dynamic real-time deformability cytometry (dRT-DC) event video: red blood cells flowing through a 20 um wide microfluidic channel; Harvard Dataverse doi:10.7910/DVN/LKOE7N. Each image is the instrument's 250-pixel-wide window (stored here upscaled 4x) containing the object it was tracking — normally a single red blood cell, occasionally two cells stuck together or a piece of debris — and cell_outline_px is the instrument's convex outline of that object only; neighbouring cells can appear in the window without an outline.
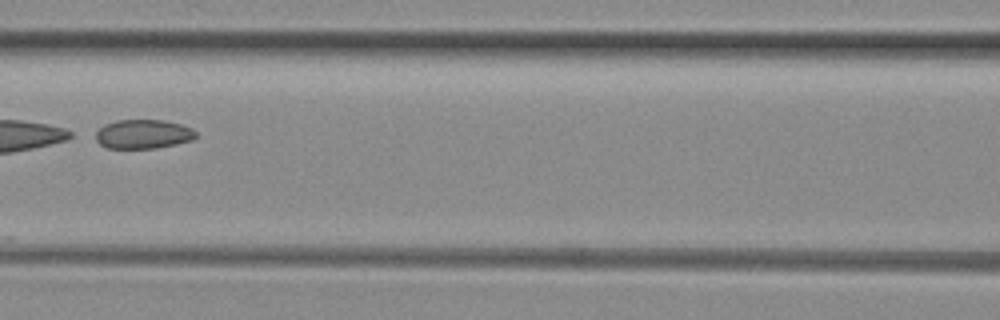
{"species": "common noctule bat (a hibernating species)", "species_latin": "Nyctalus noctula", "temperature_condition": "room temperature", "stored_images_in_passage": 7, "segment_of_instrument_passage": [2, 2], "camera_frame_rate_fps": 3000, "um_per_image_px": 0.085, "animal": {"sex": "female", "body_mass_g": 29.2, "forearm_length_mm": 56.3}, "frame": {"image": 1, "passage_image": 6, "time_ms": 1.667, "image_size_px": [1000, 320], "cell_outline_px": [[196, 136], [192, 140], [176, 144], [156, 148], [108, 148], [100, 144], [96, 140], [96, 132], [104, 124], [116, 120], [164, 120], [180, 124], [192, 128], [196, 132]], "centroid_in_image_um": [12.17, 11.39], "position_along_channel_um": 154.4, "area_um2": 16.99}}
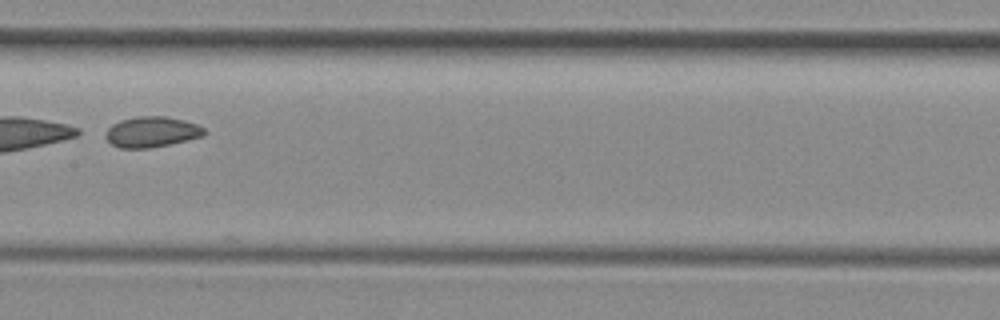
{"frame": {"image": 2, "passage_image": 7, "time_ms": 2.0, "image_size_px": [1000, 320], "cell_outline_px": [[208, 132], [204, 136], [188, 140], [148, 148], [120, 148], [112, 144], [104, 136], [108, 128], [112, 124], [120, 120], [136, 116], [164, 116], [184, 120], [196, 124], [204, 128]], "centroid_in_image_um": [12.9, 11.2], "position_along_channel_um": 194.5, "area_um2": 17.63}}